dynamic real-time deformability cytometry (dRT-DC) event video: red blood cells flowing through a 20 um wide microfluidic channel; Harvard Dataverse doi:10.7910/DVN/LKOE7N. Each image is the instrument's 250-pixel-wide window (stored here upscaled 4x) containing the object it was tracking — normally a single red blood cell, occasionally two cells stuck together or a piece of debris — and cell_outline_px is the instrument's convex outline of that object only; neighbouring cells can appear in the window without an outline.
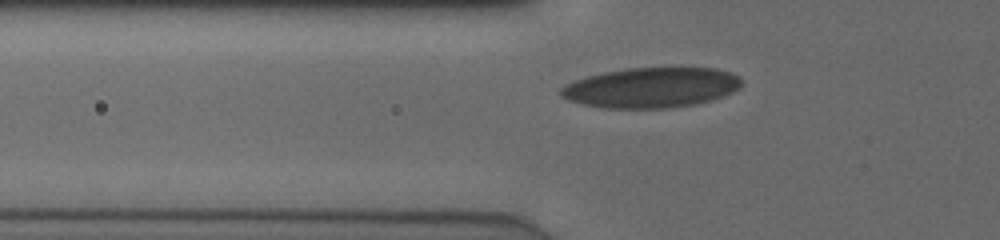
{"species": "human", "species_latin": "Homo sapiens", "temperature_condition": "cold", "stored_images_in_passage": 30, "camera_frame_rate_fps": 3000, "um_per_image_px": 0.085, "donor": {"sex": "male"}, "frame": {"image": 1, "passage_image": 2, "time_ms": 0.333, "image_size_px": [1000, 240], "cell_outline_px": [[740, 88], [732, 92], [712, 100], [696, 104], [668, 108], [604, 108], [580, 104], [568, 100], [560, 96], [560, 88], [576, 80], [588, 76], [604, 72], [624, 68], [716, 68], [732, 72], [740, 76]], "centroid_in_image_um": [55.36, 7.45], "position_along_channel_um": 70.4, "area_um2": 42.43}}
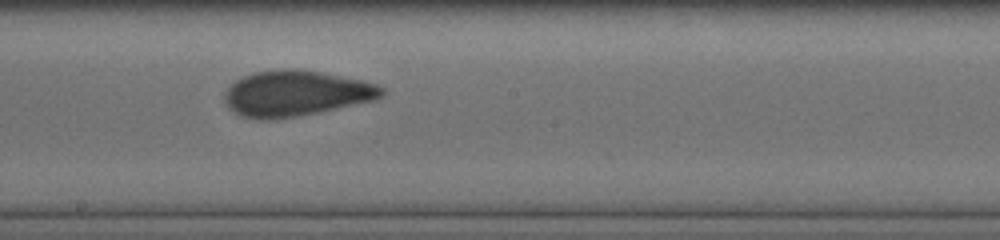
{"frame": {"image": 2, "passage_image": 14, "time_ms": 4.333, "image_size_px": [1000, 240], "cell_outline_px": [[384, 92], [380, 96], [372, 100], [316, 112], [276, 120], [260, 120], [240, 116], [228, 108], [224, 100], [224, 92], [236, 80], [244, 76], [256, 72], [284, 68], [296, 68], [320, 72], [364, 80], [376, 84], [384, 88]], "centroid_in_image_um": [25.09, 7.93], "position_along_channel_um": 223.1, "area_um2": 41.62}}
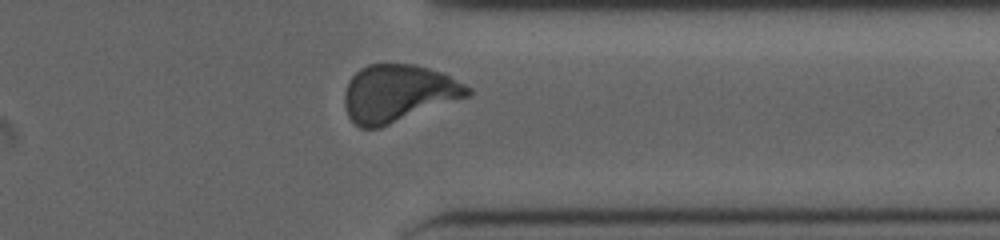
{"frame": {"image": 3, "passage_image": 26, "time_ms": 8.333, "image_size_px": [1000, 240], "cell_outline_px": [[472, 92], [468, 96], [380, 128], [360, 128], [348, 116], [344, 104], [344, 92], [348, 80], [360, 68], [368, 64], [412, 64], [428, 68], [440, 72], [472, 88]], "centroid_in_image_um": [33.8, 7.93], "position_along_channel_um": 377.6, "area_um2": 40.92}, "authors_computed_cell_mechanics": {"area_um2": 41.0669, "velocity_mm_per_s": 3.8844, "shape_relaxation_time_tau1_ms": 7.2752, "shape_relaxation_time_tau2_ms": 0.9841, "deformation_change_tau1": 0.1802, "deformation_change_tau2": 0.0561}}